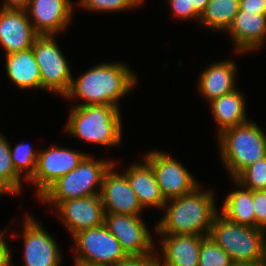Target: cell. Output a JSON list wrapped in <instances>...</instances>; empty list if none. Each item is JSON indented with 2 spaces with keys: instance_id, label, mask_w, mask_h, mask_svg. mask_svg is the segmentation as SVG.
Returning a JSON list of instances; mask_svg holds the SVG:
<instances>
[{
  "instance_id": "cell-18",
  "label": "cell",
  "mask_w": 266,
  "mask_h": 266,
  "mask_svg": "<svg viewBox=\"0 0 266 266\" xmlns=\"http://www.w3.org/2000/svg\"><path fill=\"white\" fill-rule=\"evenodd\" d=\"M231 36L236 53L260 49L266 39V14L239 11L226 31Z\"/></svg>"
},
{
  "instance_id": "cell-4",
  "label": "cell",
  "mask_w": 266,
  "mask_h": 266,
  "mask_svg": "<svg viewBox=\"0 0 266 266\" xmlns=\"http://www.w3.org/2000/svg\"><path fill=\"white\" fill-rule=\"evenodd\" d=\"M217 137L220 159L231 179L247 166L266 157V134L251 120L225 129Z\"/></svg>"
},
{
  "instance_id": "cell-17",
  "label": "cell",
  "mask_w": 266,
  "mask_h": 266,
  "mask_svg": "<svg viewBox=\"0 0 266 266\" xmlns=\"http://www.w3.org/2000/svg\"><path fill=\"white\" fill-rule=\"evenodd\" d=\"M161 247L156 252L159 266H198L202 235L158 234ZM160 253V255H158ZM161 258V259H160Z\"/></svg>"
},
{
  "instance_id": "cell-29",
  "label": "cell",
  "mask_w": 266,
  "mask_h": 266,
  "mask_svg": "<svg viewBox=\"0 0 266 266\" xmlns=\"http://www.w3.org/2000/svg\"><path fill=\"white\" fill-rule=\"evenodd\" d=\"M78 3L90 12H121L138 7L132 0H79Z\"/></svg>"
},
{
  "instance_id": "cell-14",
  "label": "cell",
  "mask_w": 266,
  "mask_h": 266,
  "mask_svg": "<svg viewBox=\"0 0 266 266\" xmlns=\"http://www.w3.org/2000/svg\"><path fill=\"white\" fill-rule=\"evenodd\" d=\"M72 0H30L25 9L38 35H59L74 16Z\"/></svg>"
},
{
  "instance_id": "cell-5",
  "label": "cell",
  "mask_w": 266,
  "mask_h": 266,
  "mask_svg": "<svg viewBox=\"0 0 266 266\" xmlns=\"http://www.w3.org/2000/svg\"><path fill=\"white\" fill-rule=\"evenodd\" d=\"M114 162L87 154L76 168L54 182L38 200L55 208L65 200L100 195L104 175Z\"/></svg>"
},
{
  "instance_id": "cell-31",
  "label": "cell",
  "mask_w": 266,
  "mask_h": 266,
  "mask_svg": "<svg viewBox=\"0 0 266 266\" xmlns=\"http://www.w3.org/2000/svg\"><path fill=\"white\" fill-rule=\"evenodd\" d=\"M255 228L266 231V190L253 191Z\"/></svg>"
},
{
  "instance_id": "cell-23",
  "label": "cell",
  "mask_w": 266,
  "mask_h": 266,
  "mask_svg": "<svg viewBox=\"0 0 266 266\" xmlns=\"http://www.w3.org/2000/svg\"><path fill=\"white\" fill-rule=\"evenodd\" d=\"M232 181L238 189L227 195L220 214L234 223L255 228L253 191L243 187L235 179Z\"/></svg>"
},
{
  "instance_id": "cell-13",
  "label": "cell",
  "mask_w": 266,
  "mask_h": 266,
  "mask_svg": "<svg viewBox=\"0 0 266 266\" xmlns=\"http://www.w3.org/2000/svg\"><path fill=\"white\" fill-rule=\"evenodd\" d=\"M54 210H57L56 214L71 236L81 230L99 227L105 221V211L100 195L65 200Z\"/></svg>"
},
{
  "instance_id": "cell-37",
  "label": "cell",
  "mask_w": 266,
  "mask_h": 266,
  "mask_svg": "<svg viewBox=\"0 0 266 266\" xmlns=\"http://www.w3.org/2000/svg\"><path fill=\"white\" fill-rule=\"evenodd\" d=\"M210 0H191L194 9L201 15Z\"/></svg>"
},
{
  "instance_id": "cell-2",
  "label": "cell",
  "mask_w": 266,
  "mask_h": 266,
  "mask_svg": "<svg viewBox=\"0 0 266 266\" xmlns=\"http://www.w3.org/2000/svg\"><path fill=\"white\" fill-rule=\"evenodd\" d=\"M212 190H202L199 185L193 191L167 200L164 216L155 225L156 235L209 236L212 223L219 210ZM170 203V204H169Z\"/></svg>"
},
{
  "instance_id": "cell-35",
  "label": "cell",
  "mask_w": 266,
  "mask_h": 266,
  "mask_svg": "<svg viewBox=\"0 0 266 266\" xmlns=\"http://www.w3.org/2000/svg\"><path fill=\"white\" fill-rule=\"evenodd\" d=\"M5 3L1 5L2 8L8 9H26L30 0H5Z\"/></svg>"
},
{
  "instance_id": "cell-1",
  "label": "cell",
  "mask_w": 266,
  "mask_h": 266,
  "mask_svg": "<svg viewBox=\"0 0 266 266\" xmlns=\"http://www.w3.org/2000/svg\"><path fill=\"white\" fill-rule=\"evenodd\" d=\"M137 75L121 62H103L93 66L75 79L72 77L70 89L65 99L85 101L79 105L119 106V100L132 91Z\"/></svg>"
},
{
  "instance_id": "cell-9",
  "label": "cell",
  "mask_w": 266,
  "mask_h": 266,
  "mask_svg": "<svg viewBox=\"0 0 266 266\" xmlns=\"http://www.w3.org/2000/svg\"><path fill=\"white\" fill-rule=\"evenodd\" d=\"M143 156V159L151 165L166 201L185 195L201 185L190 171L171 155L151 150Z\"/></svg>"
},
{
  "instance_id": "cell-32",
  "label": "cell",
  "mask_w": 266,
  "mask_h": 266,
  "mask_svg": "<svg viewBox=\"0 0 266 266\" xmlns=\"http://www.w3.org/2000/svg\"><path fill=\"white\" fill-rule=\"evenodd\" d=\"M114 266H159L156 252L150 255H128Z\"/></svg>"
},
{
  "instance_id": "cell-8",
  "label": "cell",
  "mask_w": 266,
  "mask_h": 266,
  "mask_svg": "<svg viewBox=\"0 0 266 266\" xmlns=\"http://www.w3.org/2000/svg\"><path fill=\"white\" fill-rule=\"evenodd\" d=\"M54 37L55 35H38L32 50L40 69L42 89L64 97L70 89L73 76Z\"/></svg>"
},
{
  "instance_id": "cell-34",
  "label": "cell",
  "mask_w": 266,
  "mask_h": 266,
  "mask_svg": "<svg viewBox=\"0 0 266 266\" xmlns=\"http://www.w3.org/2000/svg\"><path fill=\"white\" fill-rule=\"evenodd\" d=\"M5 232H7V229L5 231L0 230V266H13L11 248L5 240Z\"/></svg>"
},
{
  "instance_id": "cell-25",
  "label": "cell",
  "mask_w": 266,
  "mask_h": 266,
  "mask_svg": "<svg viewBox=\"0 0 266 266\" xmlns=\"http://www.w3.org/2000/svg\"><path fill=\"white\" fill-rule=\"evenodd\" d=\"M10 157L15 171L28 182L35 173L38 153L30 144L21 142L13 148L10 145Z\"/></svg>"
},
{
  "instance_id": "cell-39",
  "label": "cell",
  "mask_w": 266,
  "mask_h": 266,
  "mask_svg": "<svg viewBox=\"0 0 266 266\" xmlns=\"http://www.w3.org/2000/svg\"><path fill=\"white\" fill-rule=\"evenodd\" d=\"M137 6H141L145 2V0H132ZM144 1V2H143Z\"/></svg>"
},
{
  "instance_id": "cell-7",
  "label": "cell",
  "mask_w": 266,
  "mask_h": 266,
  "mask_svg": "<svg viewBox=\"0 0 266 266\" xmlns=\"http://www.w3.org/2000/svg\"><path fill=\"white\" fill-rule=\"evenodd\" d=\"M75 266H114L127 255L105 224L72 236Z\"/></svg>"
},
{
  "instance_id": "cell-30",
  "label": "cell",
  "mask_w": 266,
  "mask_h": 266,
  "mask_svg": "<svg viewBox=\"0 0 266 266\" xmlns=\"http://www.w3.org/2000/svg\"><path fill=\"white\" fill-rule=\"evenodd\" d=\"M171 8V14L181 20L200 21V14L194 9L191 0H167Z\"/></svg>"
},
{
  "instance_id": "cell-6",
  "label": "cell",
  "mask_w": 266,
  "mask_h": 266,
  "mask_svg": "<svg viewBox=\"0 0 266 266\" xmlns=\"http://www.w3.org/2000/svg\"><path fill=\"white\" fill-rule=\"evenodd\" d=\"M209 236L234 263L266 261V231L263 229L234 223L218 213Z\"/></svg>"
},
{
  "instance_id": "cell-16",
  "label": "cell",
  "mask_w": 266,
  "mask_h": 266,
  "mask_svg": "<svg viewBox=\"0 0 266 266\" xmlns=\"http://www.w3.org/2000/svg\"><path fill=\"white\" fill-rule=\"evenodd\" d=\"M37 36L26 10L0 7V45L5 55L31 48Z\"/></svg>"
},
{
  "instance_id": "cell-27",
  "label": "cell",
  "mask_w": 266,
  "mask_h": 266,
  "mask_svg": "<svg viewBox=\"0 0 266 266\" xmlns=\"http://www.w3.org/2000/svg\"><path fill=\"white\" fill-rule=\"evenodd\" d=\"M230 256L210 236L201 241L198 266H233Z\"/></svg>"
},
{
  "instance_id": "cell-33",
  "label": "cell",
  "mask_w": 266,
  "mask_h": 266,
  "mask_svg": "<svg viewBox=\"0 0 266 266\" xmlns=\"http://www.w3.org/2000/svg\"><path fill=\"white\" fill-rule=\"evenodd\" d=\"M239 11L266 14V0H240Z\"/></svg>"
},
{
  "instance_id": "cell-11",
  "label": "cell",
  "mask_w": 266,
  "mask_h": 266,
  "mask_svg": "<svg viewBox=\"0 0 266 266\" xmlns=\"http://www.w3.org/2000/svg\"><path fill=\"white\" fill-rule=\"evenodd\" d=\"M128 214L105 213L104 224L120 242L122 250L128 255L154 254L157 246L146 225L140 218Z\"/></svg>"
},
{
  "instance_id": "cell-19",
  "label": "cell",
  "mask_w": 266,
  "mask_h": 266,
  "mask_svg": "<svg viewBox=\"0 0 266 266\" xmlns=\"http://www.w3.org/2000/svg\"><path fill=\"white\" fill-rule=\"evenodd\" d=\"M237 65L232 60L214 62L204 69L197 83L198 90L208 103L231 93L236 87Z\"/></svg>"
},
{
  "instance_id": "cell-10",
  "label": "cell",
  "mask_w": 266,
  "mask_h": 266,
  "mask_svg": "<svg viewBox=\"0 0 266 266\" xmlns=\"http://www.w3.org/2000/svg\"><path fill=\"white\" fill-rule=\"evenodd\" d=\"M37 153L36 170L28 183L36 185L38 198L59 178L76 168L87 155L59 145H51Z\"/></svg>"
},
{
  "instance_id": "cell-38",
  "label": "cell",
  "mask_w": 266,
  "mask_h": 266,
  "mask_svg": "<svg viewBox=\"0 0 266 266\" xmlns=\"http://www.w3.org/2000/svg\"><path fill=\"white\" fill-rule=\"evenodd\" d=\"M233 266H266V261L256 263H234Z\"/></svg>"
},
{
  "instance_id": "cell-24",
  "label": "cell",
  "mask_w": 266,
  "mask_h": 266,
  "mask_svg": "<svg viewBox=\"0 0 266 266\" xmlns=\"http://www.w3.org/2000/svg\"><path fill=\"white\" fill-rule=\"evenodd\" d=\"M240 0H210L199 23L212 31H227L239 12ZM207 27V28H206Z\"/></svg>"
},
{
  "instance_id": "cell-36",
  "label": "cell",
  "mask_w": 266,
  "mask_h": 266,
  "mask_svg": "<svg viewBox=\"0 0 266 266\" xmlns=\"http://www.w3.org/2000/svg\"><path fill=\"white\" fill-rule=\"evenodd\" d=\"M4 194H19L4 178L0 176V197Z\"/></svg>"
},
{
  "instance_id": "cell-28",
  "label": "cell",
  "mask_w": 266,
  "mask_h": 266,
  "mask_svg": "<svg viewBox=\"0 0 266 266\" xmlns=\"http://www.w3.org/2000/svg\"><path fill=\"white\" fill-rule=\"evenodd\" d=\"M0 132V176L4 178L18 193L22 192L21 177L14 168L10 157V143Z\"/></svg>"
},
{
  "instance_id": "cell-12",
  "label": "cell",
  "mask_w": 266,
  "mask_h": 266,
  "mask_svg": "<svg viewBox=\"0 0 266 266\" xmlns=\"http://www.w3.org/2000/svg\"><path fill=\"white\" fill-rule=\"evenodd\" d=\"M24 266H60L62 256L57 242L48 231L33 218L26 215L23 222ZM13 266L14 262H13Z\"/></svg>"
},
{
  "instance_id": "cell-26",
  "label": "cell",
  "mask_w": 266,
  "mask_h": 266,
  "mask_svg": "<svg viewBox=\"0 0 266 266\" xmlns=\"http://www.w3.org/2000/svg\"><path fill=\"white\" fill-rule=\"evenodd\" d=\"M234 179L252 191L266 190V157L244 168Z\"/></svg>"
},
{
  "instance_id": "cell-21",
  "label": "cell",
  "mask_w": 266,
  "mask_h": 266,
  "mask_svg": "<svg viewBox=\"0 0 266 266\" xmlns=\"http://www.w3.org/2000/svg\"><path fill=\"white\" fill-rule=\"evenodd\" d=\"M5 70L10 81L22 90L41 89L40 69L32 47L5 55Z\"/></svg>"
},
{
  "instance_id": "cell-3",
  "label": "cell",
  "mask_w": 266,
  "mask_h": 266,
  "mask_svg": "<svg viewBox=\"0 0 266 266\" xmlns=\"http://www.w3.org/2000/svg\"><path fill=\"white\" fill-rule=\"evenodd\" d=\"M65 131L89 143L117 147L123 136L120 108L113 105L73 106Z\"/></svg>"
},
{
  "instance_id": "cell-15",
  "label": "cell",
  "mask_w": 266,
  "mask_h": 266,
  "mask_svg": "<svg viewBox=\"0 0 266 266\" xmlns=\"http://www.w3.org/2000/svg\"><path fill=\"white\" fill-rule=\"evenodd\" d=\"M115 162L104 175L100 198L105 213L141 216L143 210L135 192L130 187L126 174L118 173Z\"/></svg>"
},
{
  "instance_id": "cell-22",
  "label": "cell",
  "mask_w": 266,
  "mask_h": 266,
  "mask_svg": "<svg viewBox=\"0 0 266 266\" xmlns=\"http://www.w3.org/2000/svg\"><path fill=\"white\" fill-rule=\"evenodd\" d=\"M244 94L239 89L209 102L212 116L218 125V135L225 129L248 122Z\"/></svg>"
},
{
  "instance_id": "cell-20",
  "label": "cell",
  "mask_w": 266,
  "mask_h": 266,
  "mask_svg": "<svg viewBox=\"0 0 266 266\" xmlns=\"http://www.w3.org/2000/svg\"><path fill=\"white\" fill-rule=\"evenodd\" d=\"M143 160V162H135L130 167L128 166L124 173L143 209L148 207L163 209L166 200L161 193L151 165L145 159Z\"/></svg>"
}]
</instances>
